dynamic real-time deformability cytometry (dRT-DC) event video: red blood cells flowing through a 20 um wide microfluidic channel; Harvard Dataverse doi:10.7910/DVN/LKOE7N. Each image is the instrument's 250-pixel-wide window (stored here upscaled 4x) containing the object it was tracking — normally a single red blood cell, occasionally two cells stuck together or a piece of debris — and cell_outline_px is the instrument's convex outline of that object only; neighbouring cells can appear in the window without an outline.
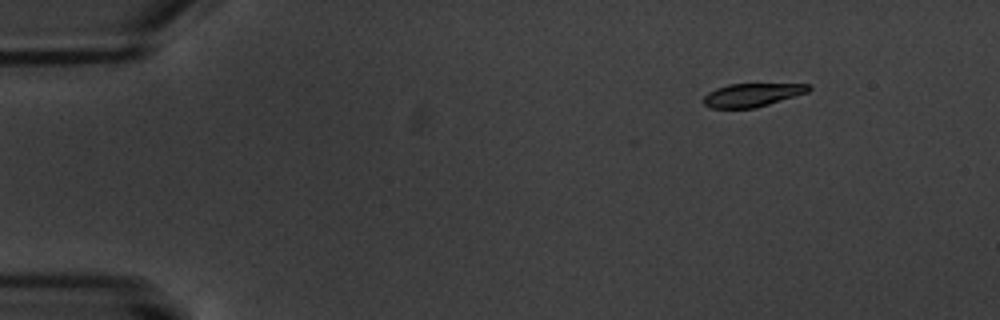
{"species": "common noctule bat (a hibernating species)", "species_latin": "Nyctalus noctula", "temperature_condition": "warm", "stored_images_in_passage": 5, "segment_of_instrument_passage": [1, 2], "camera_frame_rate_fps": 3000, "um_per_image_px": 0.085, "animal": {"sex": "male", "body_mass_g": 20.1, "forearm_length_mm": 53.5}, "frame": {"image": 1, "passage_image": 1, "time_ms": 0.0, "image_size_px": [1000, 320], "cell_outline_px": [[812, 88], [808, 92], [756, 108], [712, 108], [704, 104], [704, 96], [708, 92], [716, 88], [728, 84], [808, 84]], "centroid_in_image_um": [63.92, 8.07], "position_along_channel_um": 21.1, "area_um2": 14.22}}
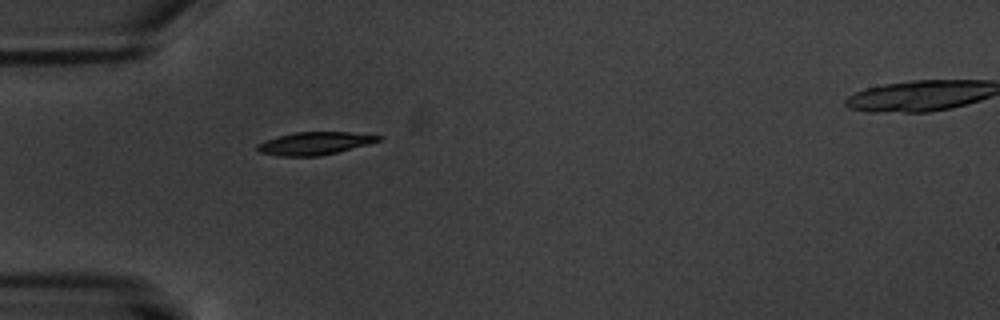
{"frame": {"image": 2, "passage_image": 4, "time_ms": 3.667, "image_size_px": [1000, 320], "cell_outline_px": [[384, 136], [380, 140], [368, 144], [336, 152], [316, 156], [280, 156], [260, 152], [256, 148], [256, 144], [264, 140], [276, 136], [296, 132], [348, 132]], "centroid_in_image_um": [26.7, 12.18], "position_along_channel_um": 58.3, "area_um2": 15.95}}